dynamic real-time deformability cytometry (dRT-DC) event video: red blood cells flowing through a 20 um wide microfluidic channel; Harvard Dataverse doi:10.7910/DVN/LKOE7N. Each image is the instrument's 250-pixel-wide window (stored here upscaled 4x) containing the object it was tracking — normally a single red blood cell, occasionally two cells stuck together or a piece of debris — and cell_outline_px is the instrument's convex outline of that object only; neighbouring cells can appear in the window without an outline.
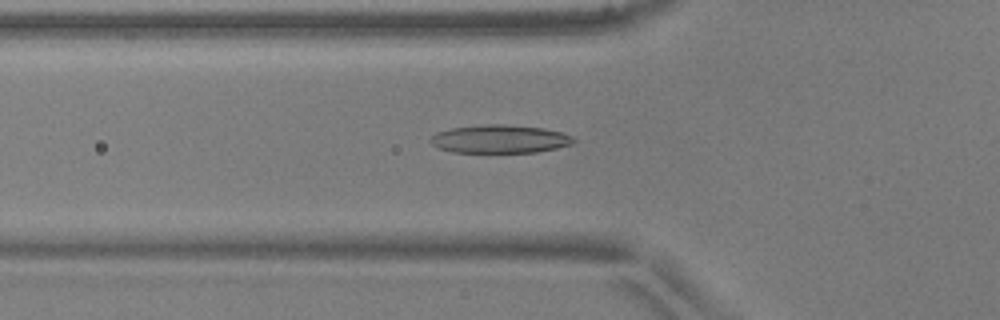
{"species": "common noctule bat (a hibernating species)", "species_latin": "Nyctalus noctula", "temperature_condition": "warm", "stored_images_in_passage": 42, "camera_frame_rate_fps": 3000, "um_per_image_px": 0.085, "animal": {"sex": "male", "body_mass_g": 17.9, "forearm_length_mm": 54.2}, "frame": {"image": 1, "passage_image": 9, "time_ms": 2.667, "image_size_px": [1000, 320], "cell_outline_px": [[576, 140], [572, 144], [556, 148], [536, 152], [452, 152], [440, 148], [432, 144], [428, 140], [436, 132], [452, 128], [484, 124], [504, 124], [544, 128], [560, 132], [572, 136]], "centroid_in_image_um": [42.48, 11.81], "position_along_channel_um": 83.3, "area_um2": 23.47}}
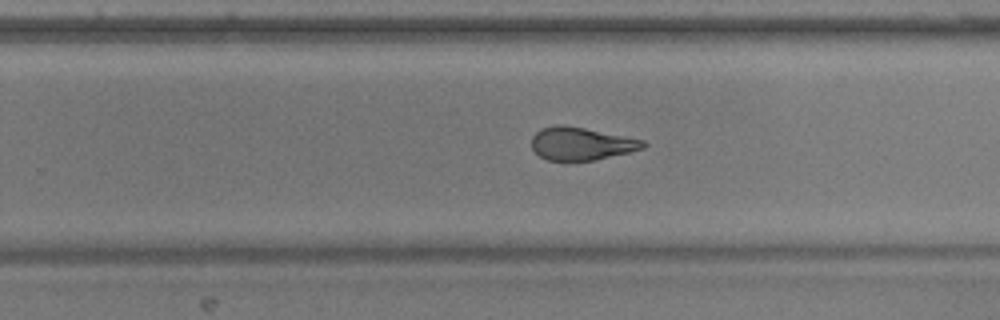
{"frame": {"image": 2, "passage_image": 24, "time_ms": 7.667, "image_size_px": [1000, 320], "cell_outline_px": [[648, 144], [644, 148], [596, 160], [548, 160], [540, 156], [532, 148], [532, 136], [540, 128], [560, 124], [564, 124], [644, 140]], "centroid_in_image_um": [49.39, 12.2], "position_along_channel_um": 280.4, "area_um2": 21.21}}
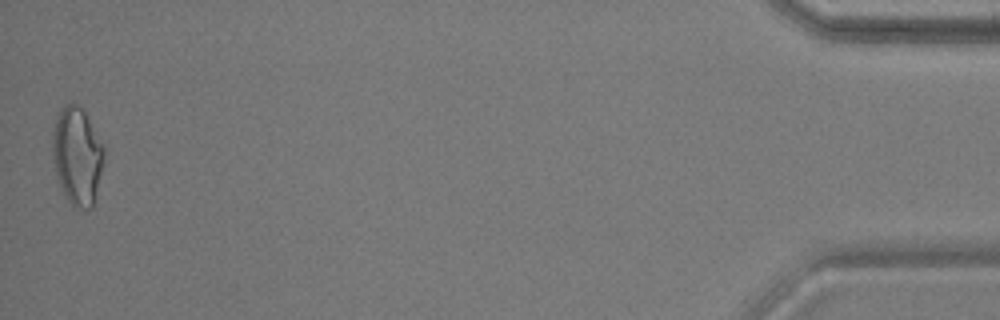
{"frame": {"image": 3, "passage_image": 42, "time_ms": 13.667, "image_size_px": [1000, 320], "cell_outline_px": [[104, 164], [96, 200], [92, 208], [76, 208], [68, 200], [60, 188], [56, 176], [52, 152], [52, 136], [56, 116], [68, 104], [76, 104], [84, 112], [104, 144]], "centroid_in_image_um": [6.58, 13.32], "position_along_channel_um": 428.6, "area_um2": 29.54}, "authors_computed_cell_mechanics": {"area_um2": 22.5131, "velocity_mm_per_s": 3.9229, "shape_relaxation_time_tau1_ms": 5.537, "shape_relaxation_time_tau2_ms": 1.44, "deformation_change_tau1": 0.1964, "deformation_change_tau2": 0.0904}}